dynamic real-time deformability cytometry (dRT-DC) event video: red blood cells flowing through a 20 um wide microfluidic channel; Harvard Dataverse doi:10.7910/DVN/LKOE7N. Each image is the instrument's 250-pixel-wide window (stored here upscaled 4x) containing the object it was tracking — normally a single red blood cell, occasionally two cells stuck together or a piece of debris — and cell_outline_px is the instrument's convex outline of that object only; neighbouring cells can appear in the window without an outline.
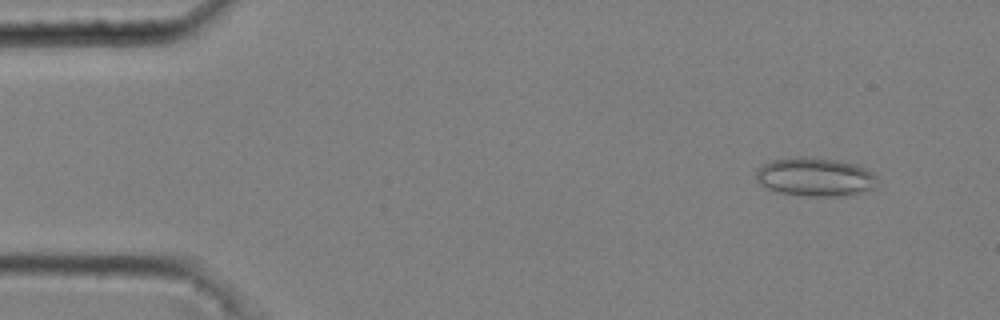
{"species": "common noctule bat (a hibernating species)", "species_latin": "Nyctalus noctula", "temperature_condition": "cold", "stored_images_in_passage": 52, "camera_frame_rate_fps": 3000, "um_per_image_px": 0.085, "animal": {"sex": "male", "body_mass_g": 20.4}, "frame": {"image": 1, "passage_image": 5, "time_ms": 1.333, "image_size_px": [1000, 320], "cell_outline_px": [[876, 188], [848, 196], [808, 196], [780, 192], [768, 188], [760, 184], [756, 180], [756, 172], [764, 164], [772, 160], [796, 156], [804, 156], [836, 160], [856, 164], [872, 172], [876, 176]], "centroid_in_image_um": [69.31, 15.04], "position_along_channel_um": 15.7, "area_um2": 27.34}}
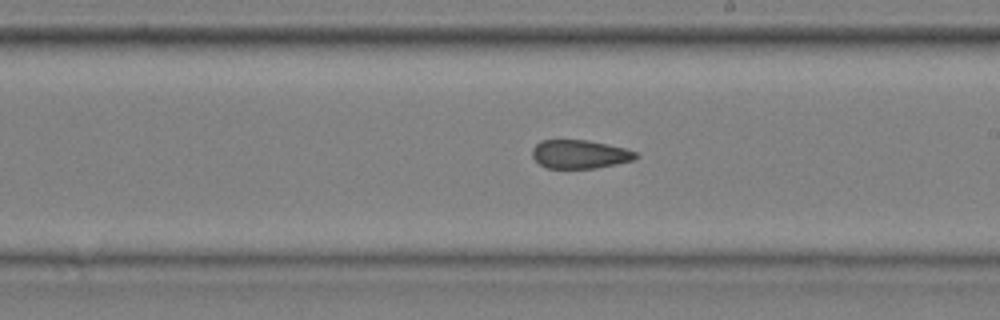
{"frame": {"image": 2, "passage_image": 31, "time_ms": 10.0, "image_size_px": [1000, 320], "cell_outline_px": [[640, 156], [636, 160], [596, 168], [548, 168], [540, 164], [532, 156], [532, 148], [540, 140], [588, 140], [624, 148], [636, 152]], "centroid_in_image_um": [49.3, 13.11], "position_along_channel_um": 239.7, "area_um2": 17.28}}
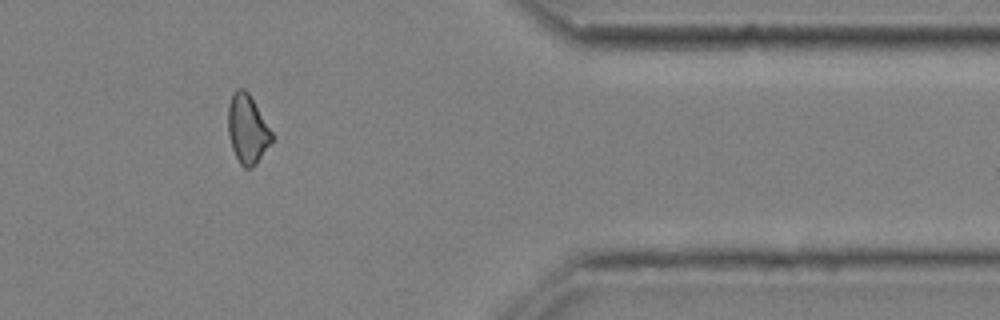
{"frame": {"image": 3, "passage_image": 45, "time_ms": 14.667, "image_size_px": [1000, 320], "cell_outline_px": [[276, 136], [256, 164], [252, 168], [244, 168], [240, 164], [232, 148], [228, 136], [228, 104], [232, 92], [236, 88], [244, 88], [248, 92]], "centroid_in_image_um": [21.04, 10.96], "position_along_channel_um": 390.4, "area_um2": 17.92}, "authors_computed_cell_mechanics": {"area_um2": 18.1203, "velocity_mm_per_s": 3.6924, "shape_relaxation_time_tau1_ms": null, "shape_relaxation_time_tau2_ms": 4.3053, "deformation_change_tau1": null, "deformation_change_tau2": 0.1033}}